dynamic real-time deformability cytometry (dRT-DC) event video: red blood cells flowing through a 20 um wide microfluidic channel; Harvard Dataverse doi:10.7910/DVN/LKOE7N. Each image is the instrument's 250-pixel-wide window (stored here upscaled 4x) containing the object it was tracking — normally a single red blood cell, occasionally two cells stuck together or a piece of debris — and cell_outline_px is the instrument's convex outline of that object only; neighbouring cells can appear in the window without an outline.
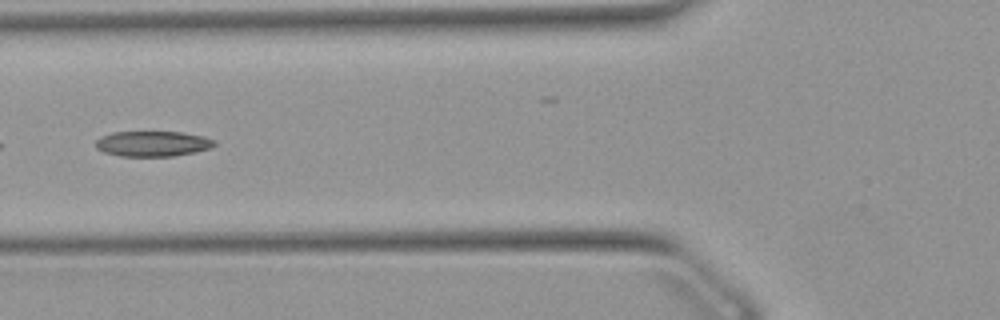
{"species": "Egyptian fruit bat (a non-hibernating species)", "species_latin": "Rousettus aegyptiacus", "temperature_condition": "warm", "stored_images_in_passage": 3, "camera_frame_rate_fps": 3000, "um_per_image_px": 0.085, "animal": {"sex": "female"}, "frame": {"image": 1, "passage_image": 3, "time_ms": 0.667, "image_size_px": [1000, 320], "cell_outline_px": [[216, 144], [212, 148], [196, 152], [176, 156], [120, 156], [104, 152], [96, 148], [96, 140], [100, 136], [112, 132], [180, 132], [204, 136], [216, 140]], "centroid_in_image_um": [13.01, 12.22], "position_along_channel_um": 112.8, "area_um2": 17.74}}